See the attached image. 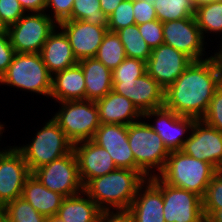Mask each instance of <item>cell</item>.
I'll return each instance as SVG.
<instances>
[{"label": "cell", "mask_w": 222, "mask_h": 222, "mask_svg": "<svg viewBox=\"0 0 222 222\" xmlns=\"http://www.w3.org/2000/svg\"><path fill=\"white\" fill-rule=\"evenodd\" d=\"M40 55L52 76L78 63L67 36L58 26L45 41Z\"/></svg>", "instance_id": "22"}, {"label": "cell", "mask_w": 222, "mask_h": 222, "mask_svg": "<svg viewBox=\"0 0 222 222\" xmlns=\"http://www.w3.org/2000/svg\"><path fill=\"white\" fill-rule=\"evenodd\" d=\"M164 44L172 46L176 50L187 55L192 61H200L210 58V48L214 43L203 38L195 17L183 18L163 22ZM209 51L208 52H206ZM208 53V55H207Z\"/></svg>", "instance_id": "9"}, {"label": "cell", "mask_w": 222, "mask_h": 222, "mask_svg": "<svg viewBox=\"0 0 222 222\" xmlns=\"http://www.w3.org/2000/svg\"><path fill=\"white\" fill-rule=\"evenodd\" d=\"M213 1H216V0H192V3L195 6V8H197V7L201 6V5H204V4H207V3H211Z\"/></svg>", "instance_id": "48"}, {"label": "cell", "mask_w": 222, "mask_h": 222, "mask_svg": "<svg viewBox=\"0 0 222 222\" xmlns=\"http://www.w3.org/2000/svg\"><path fill=\"white\" fill-rule=\"evenodd\" d=\"M197 25L201 30L203 38L211 42L217 41V37H222V0L201 5L195 9L194 15ZM212 36L214 39L211 40ZM216 35V36H215ZM207 37V38H206Z\"/></svg>", "instance_id": "27"}, {"label": "cell", "mask_w": 222, "mask_h": 222, "mask_svg": "<svg viewBox=\"0 0 222 222\" xmlns=\"http://www.w3.org/2000/svg\"><path fill=\"white\" fill-rule=\"evenodd\" d=\"M128 141L134 155L135 171L148 179L164 169L170 151L143 118L128 125Z\"/></svg>", "instance_id": "6"}, {"label": "cell", "mask_w": 222, "mask_h": 222, "mask_svg": "<svg viewBox=\"0 0 222 222\" xmlns=\"http://www.w3.org/2000/svg\"><path fill=\"white\" fill-rule=\"evenodd\" d=\"M100 124H122L125 126L142 119L143 114L131 100L111 90L95 101Z\"/></svg>", "instance_id": "21"}, {"label": "cell", "mask_w": 222, "mask_h": 222, "mask_svg": "<svg viewBox=\"0 0 222 222\" xmlns=\"http://www.w3.org/2000/svg\"><path fill=\"white\" fill-rule=\"evenodd\" d=\"M192 60L172 46L161 44L152 49L151 56L146 62L147 73L164 89L175 80L191 64Z\"/></svg>", "instance_id": "16"}, {"label": "cell", "mask_w": 222, "mask_h": 222, "mask_svg": "<svg viewBox=\"0 0 222 222\" xmlns=\"http://www.w3.org/2000/svg\"><path fill=\"white\" fill-rule=\"evenodd\" d=\"M58 25L45 13H26L8 27V35L15 53H40Z\"/></svg>", "instance_id": "8"}, {"label": "cell", "mask_w": 222, "mask_h": 222, "mask_svg": "<svg viewBox=\"0 0 222 222\" xmlns=\"http://www.w3.org/2000/svg\"><path fill=\"white\" fill-rule=\"evenodd\" d=\"M110 154L117 168L135 170V160L128 141V126L100 124L92 139Z\"/></svg>", "instance_id": "18"}, {"label": "cell", "mask_w": 222, "mask_h": 222, "mask_svg": "<svg viewBox=\"0 0 222 222\" xmlns=\"http://www.w3.org/2000/svg\"><path fill=\"white\" fill-rule=\"evenodd\" d=\"M25 14L18 0H0V16L7 27L17 23Z\"/></svg>", "instance_id": "39"}, {"label": "cell", "mask_w": 222, "mask_h": 222, "mask_svg": "<svg viewBox=\"0 0 222 222\" xmlns=\"http://www.w3.org/2000/svg\"><path fill=\"white\" fill-rule=\"evenodd\" d=\"M95 58L111 71L126 59L124 46L116 32L107 31Z\"/></svg>", "instance_id": "31"}, {"label": "cell", "mask_w": 222, "mask_h": 222, "mask_svg": "<svg viewBox=\"0 0 222 222\" xmlns=\"http://www.w3.org/2000/svg\"><path fill=\"white\" fill-rule=\"evenodd\" d=\"M146 179L140 171L117 168L90 180L83 191L102 211L125 210L129 209L139 186Z\"/></svg>", "instance_id": "2"}, {"label": "cell", "mask_w": 222, "mask_h": 222, "mask_svg": "<svg viewBox=\"0 0 222 222\" xmlns=\"http://www.w3.org/2000/svg\"><path fill=\"white\" fill-rule=\"evenodd\" d=\"M154 5L157 19L160 22H168L195 15V6L192 0H144Z\"/></svg>", "instance_id": "28"}, {"label": "cell", "mask_w": 222, "mask_h": 222, "mask_svg": "<svg viewBox=\"0 0 222 222\" xmlns=\"http://www.w3.org/2000/svg\"><path fill=\"white\" fill-rule=\"evenodd\" d=\"M141 36L151 49L164 44L163 23L158 19L138 25Z\"/></svg>", "instance_id": "38"}, {"label": "cell", "mask_w": 222, "mask_h": 222, "mask_svg": "<svg viewBox=\"0 0 222 222\" xmlns=\"http://www.w3.org/2000/svg\"><path fill=\"white\" fill-rule=\"evenodd\" d=\"M58 27L67 36L77 61L95 57L108 31V27H98L84 20H66Z\"/></svg>", "instance_id": "17"}, {"label": "cell", "mask_w": 222, "mask_h": 222, "mask_svg": "<svg viewBox=\"0 0 222 222\" xmlns=\"http://www.w3.org/2000/svg\"><path fill=\"white\" fill-rule=\"evenodd\" d=\"M220 40L218 38V41H216V43H215L218 48L216 47L214 52H212L213 51V49H212L210 55L216 65V68L219 71L221 79H222V37H220ZM217 43H220V44L217 45Z\"/></svg>", "instance_id": "44"}, {"label": "cell", "mask_w": 222, "mask_h": 222, "mask_svg": "<svg viewBox=\"0 0 222 222\" xmlns=\"http://www.w3.org/2000/svg\"><path fill=\"white\" fill-rule=\"evenodd\" d=\"M49 98L53 99L54 103L85 100V76L79 63L52 76Z\"/></svg>", "instance_id": "23"}, {"label": "cell", "mask_w": 222, "mask_h": 222, "mask_svg": "<svg viewBox=\"0 0 222 222\" xmlns=\"http://www.w3.org/2000/svg\"><path fill=\"white\" fill-rule=\"evenodd\" d=\"M35 129L28 144L14 146L22 153L31 173L73 151L74 144L52 118ZM31 140V141H30Z\"/></svg>", "instance_id": "4"}, {"label": "cell", "mask_w": 222, "mask_h": 222, "mask_svg": "<svg viewBox=\"0 0 222 222\" xmlns=\"http://www.w3.org/2000/svg\"><path fill=\"white\" fill-rule=\"evenodd\" d=\"M21 197L46 218L57 214L65 198L63 195L47 189L33 174L27 178Z\"/></svg>", "instance_id": "25"}, {"label": "cell", "mask_w": 222, "mask_h": 222, "mask_svg": "<svg viewBox=\"0 0 222 222\" xmlns=\"http://www.w3.org/2000/svg\"><path fill=\"white\" fill-rule=\"evenodd\" d=\"M71 20H84L98 27H108V17L100 7V0H74Z\"/></svg>", "instance_id": "32"}, {"label": "cell", "mask_w": 222, "mask_h": 222, "mask_svg": "<svg viewBox=\"0 0 222 222\" xmlns=\"http://www.w3.org/2000/svg\"><path fill=\"white\" fill-rule=\"evenodd\" d=\"M201 120L222 132V84L214 92L208 109Z\"/></svg>", "instance_id": "36"}, {"label": "cell", "mask_w": 222, "mask_h": 222, "mask_svg": "<svg viewBox=\"0 0 222 222\" xmlns=\"http://www.w3.org/2000/svg\"><path fill=\"white\" fill-rule=\"evenodd\" d=\"M101 209L84 192L65 197L57 216L65 222H98Z\"/></svg>", "instance_id": "26"}, {"label": "cell", "mask_w": 222, "mask_h": 222, "mask_svg": "<svg viewBox=\"0 0 222 222\" xmlns=\"http://www.w3.org/2000/svg\"><path fill=\"white\" fill-rule=\"evenodd\" d=\"M122 1L124 0H100L101 10L109 17Z\"/></svg>", "instance_id": "45"}, {"label": "cell", "mask_w": 222, "mask_h": 222, "mask_svg": "<svg viewBox=\"0 0 222 222\" xmlns=\"http://www.w3.org/2000/svg\"><path fill=\"white\" fill-rule=\"evenodd\" d=\"M146 62L136 58L126 57L112 71V80H133L146 73Z\"/></svg>", "instance_id": "35"}, {"label": "cell", "mask_w": 222, "mask_h": 222, "mask_svg": "<svg viewBox=\"0 0 222 222\" xmlns=\"http://www.w3.org/2000/svg\"><path fill=\"white\" fill-rule=\"evenodd\" d=\"M181 151L211 164L216 170H222V132L201 119L195 121Z\"/></svg>", "instance_id": "14"}, {"label": "cell", "mask_w": 222, "mask_h": 222, "mask_svg": "<svg viewBox=\"0 0 222 222\" xmlns=\"http://www.w3.org/2000/svg\"><path fill=\"white\" fill-rule=\"evenodd\" d=\"M98 222H135L129 209L101 211Z\"/></svg>", "instance_id": "42"}, {"label": "cell", "mask_w": 222, "mask_h": 222, "mask_svg": "<svg viewBox=\"0 0 222 222\" xmlns=\"http://www.w3.org/2000/svg\"><path fill=\"white\" fill-rule=\"evenodd\" d=\"M47 222H65L62 219H60L57 215L49 217L47 219Z\"/></svg>", "instance_id": "50"}, {"label": "cell", "mask_w": 222, "mask_h": 222, "mask_svg": "<svg viewBox=\"0 0 222 222\" xmlns=\"http://www.w3.org/2000/svg\"><path fill=\"white\" fill-rule=\"evenodd\" d=\"M74 0H47L45 13L58 25L71 20Z\"/></svg>", "instance_id": "37"}, {"label": "cell", "mask_w": 222, "mask_h": 222, "mask_svg": "<svg viewBox=\"0 0 222 222\" xmlns=\"http://www.w3.org/2000/svg\"><path fill=\"white\" fill-rule=\"evenodd\" d=\"M1 34H8V27L7 25L3 22L1 16H0V35Z\"/></svg>", "instance_id": "49"}, {"label": "cell", "mask_w": 222, "mask_h": 222, "mask_svg": "<svg viewBox=\"0 0 222 222\" xmlns=\"http://www.w3.org/2000/svg\"><path fill=\"white\" fill-rule=\"evenodd\" d=\"M112 82V90L131 100L142 114L164 107L165 89L147 72L137 79Z\"/></svg>", "instance_id": "15"}, {"label": "cell", "mask_w": 222, "mask_h": 222, "mask_svg": "<svg viewBox=\"0 0 222 222\" xmlns=\"http://www.w3.org/2000/svg\"><path fill=\"white\" fill-rule=\"evenodd\" d=\"M134 24L133 0L122 1L108 17V31L111 32Z\"/></svg>", "instance_id": "34"}, {"label": "cell", "mask_w": 222, "mask_h": 222, "mask_svg": "<svg viewBox=\"0 0 222 222\" xmlns=\"http://www.w3.org/2000/svg\"><path fill=\"white\" fill-rule=\"evenodd\" d=\"M133 14L136 25H141L157 19L154 5L144 0H133Z\"/></svg>", "instance_id": "40"}, {"label": "cell", "mask_w": 222, "mask_h": 222, "mask_svg": "<svg viewBox=\"0 0 222 222\" xmlns=\"http://www.w3.org/2000/svg\"><path fill=\"white\" fill-rule=\"evenodd\" d=\"M26 13L45 12L47 0H18Z\"/></svg>", "instance_id": "43"}, {"label": "cell", "mask_w": 222, "mask_h": 222, "mask_svg": "<svg viewBox=\"0 0 222 222\" xmlns=\"http://www.w3.org/2000/svg\"><path fill=\"white\" fill-rule=\"evenodd\" d=\"M59 109L52 115L68 139L76 144L92 140L100 126L95 101L73 100L58 103Z\"/></svg>", "instance_id": "7"}, {"label": "cell", "mask_w": 222, "mask_h": 222, "mask_svg": "<svg viewBox=\"0 0 222 222\" xmlns=\"http://www.w3.org/2000/svg\"><path fill=\"white\" fill-rule=\"evenodd\" d=\"M0 85L16 88L31 95L49 99L52 75L44 64L40 53H15L11 64L0 78Z\"/></svg>", "instance_id": "3"}, {"label": "cell", "mask_w": 222, "mask_h": 222, "mask_svg": "<svg viewBox=\"0 0 222 222\" xmlns=\"http://www.w3.org/2000/svg\"><path fill=\"white\" fill-rule=\"evenodd\" d=\"M32 174L47 189L64 197L76 195L84 190L74 151L36 169Z\"/></svg>", "instance_id": "10"}, {"label": "cell", "mask_w": 222, "mask_h": 222, "mask_svg": "<svg viewBox=\"0 0 222 222\" xmlns=\"http://www.w3.org/2000/svg\"><path fill=\"white\" fill-rule=\"evenodd\" d=\"M142 118L161 137L169 151L182 149L197 120L193 117L177 115L165 107L146 111ZM150 120L153 123H150Z\"/></svg>", "instance_id": "11"}, {"label": "cell", "mask_w": 222, "mask_h": 222, "mask_svg": "<svg viewBox=\"0 0 222 222\" xmlns=\"http://www.w3.org/2000/svg\"><path fill=\"white\" fill-rule=\"evenodd\" d=\"M78 63L85 76V99L97 101L113 88L112 71L95 57L85 58Z\"/></svg>", "instance_id": "24"}, {"label": "cell", "mask_w": 222, "mask_h": 222, "mask_svg": "<svg viewBox=\"0 0 222 222\" xmlns=\"http://www.w3.org/2000/svg\"><path fill=\"white\" fill-rule=\"evenodd\" d=\"M15 54L8 34L0 35V78L6 72Z\"/></svg>", "instance_id": "41"}, {"label": "cell", "mask_w": 222, "mask_h": 222, "mask_svg": "<svg viewBox=\"0 0 222 222\" xmlns=\"http://www.w3.org/2000/svg\"><path fill=\"white\" fill-rule=\"evenodd\" d=\"M124 46L126 57L148 61L152 49L145 42L139 31L138 25H130L116 31Z\"/></svg>", "instance_id": "29"}, {"label": "cell", "mask_w": 222, "mask_h": 222, "mask_svg": "<svg viewBox=\"0 0 222 222\" xmlns=\"http://www.w3.org/2000/svg\"><path fill=\"white\" fill-rule=\"evenodd\" d=\"M163 210L162 180L150 177L139 186L129 211L135 222H165Z\"/></svg>", "instance_id": "19"}, {"label": "cell", "mask_w": 222, "mask_h": 222, "mask_svg": "<svg viewBox=\"0 0 222 222\" xmlns=\"http://www.w3.org/2000/svg\"><path fill=\"white\" fill-rule=\"evenodd\" d=\"M81 181L85 186L90 180L117 169L110 154L93 140L74 144Z\"/></svg>", "instance_id": "20"}, {"label": "cell", "mask_w": 222, "mask_h": 222, "mask_svg": "<svg viewBox=\"0 0 222 222\" xmlns=\"http://www.w3.org/2000/svg\"><path fill=\"white\" fill-rule=\"evenodd\" d=\"M206 222H222V209L216 210Z\"/></svg>", "instance_id": "46"}, {"label": "cell", "mask_w": 222, "mask_h": 222, "mask_svg": "<svg viewBox=\"0 0 222 222\" xmlns=\"http://www.w3.org/2000/svg\"><path fill=\"white\" fill-rule=\"evenodd\" d=\"M203 213L207 220L216 210L222 209V170H217L202 198Z\"/></svg>", "instance_id": "33"}, {"label": "cell", "mask_w": 222, "mask_h": 222, "mask_svg": "<svg viewBox=\"0 0 222 222\" xmlns=\"http://www.w3.org/2000/svg\"><path fill=\"white\" fill-rule=\"evenodd\" d=\"M5 124H6L5 122H4V123L0 122V142L2 141L1 139H2V137H3V133L5 132L4 130L7 129V127H6ZM5 128H6V129H5ZM3 143H4V142L0 143V145L3 144ZM8 146H9V145H7V146L5 147V144H4V147H3V148L0 147V154H1Z\"/></svg>", "instance_id": "47"}, {"label": "cell", "mask_w": 222, "mask_h": 222, "mask_svg": "<svg viewBox=\"0 0 222 222\" xmlns=\"http://www.w3.org/2000/svg\"><path fill=\"white\" fill-rule=\"evenodd\" d=\"M222 79L213 59L192 61L164 92V107L177 115L200 120Z\"/></svg>", "instance_id": "1"}, {"label": "cell", "mask_w": 222, "mask_h": 222, "mask_svg": "<svg viewBox=\"0 0 222 222\" xmlns=\"http://www.w3.org/2000/svg\"><path fill=\"white\" fill-rule=\"evenodd\" d=\"M216 171L211 164L177 150L170 151L164 169L157 176L168 185L183 188L203 198Z\"/></svg>", "instance_id": "5"}, {"label": "cell", "mask_w": 222, "mask_h": 222, "mask_svg": "<svg viewBox=\"0 0 222 222\" xmlns=\"http://www.w3.org/2000/svg\"><path fill=\"white\" fill-rule=\"evenodd\" d=\"M47 219L22 197L0 209V222H47Z\"/></svg>", "instance_id": "30"}, {"label": "cell", "mask_w": 222, "mask_h": 222, "mask_svg": "<svg viewBox=\"0 0 222 222\" xmlns=\"http://www.w3.org/2000/svg\"><path fill=\"white\" fill-rule=\"evenodd\" d=\"M162 198L165 222H206L197 194L162 181Z\"/></svg>", "instance_id": "13"}, {"label": "cell", "mask_w": 222, "mask_h": 222, "mask_svg": "<svg viewBox=\"0 0 222 222\" xmlns=\"http://www.w3.org/2000/svg\"><path fill=\"white\" fill-rule=\"evenodd\" d=\"M31 174L15 146H8L0 154V209L22 196L24 184Z\"/></svg>", "instance_id": "12"}]
</instances>
